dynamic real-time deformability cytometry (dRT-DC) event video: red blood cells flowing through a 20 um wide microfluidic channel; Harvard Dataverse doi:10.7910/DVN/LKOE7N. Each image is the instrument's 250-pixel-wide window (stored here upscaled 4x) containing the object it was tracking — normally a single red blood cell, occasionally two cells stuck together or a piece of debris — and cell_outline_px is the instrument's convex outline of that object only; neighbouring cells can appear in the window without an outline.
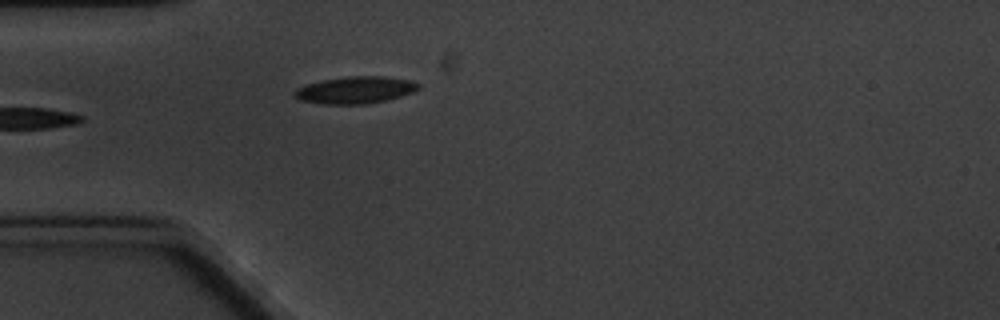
{"species": "common noctule bat (a hibernating species)", "species_latin": "Nyctalus noctula", "temperature_condition": "cold", "stored_images_in_passage": 6, "camera_frame_rate_fps": 3000, "um_per_image_px": 0.085, "animal": {"sex": "male", "body_mass_g": 20.1, "forearm_length_mm": 53.5}, "frame": {"image": 1, "passage_image": 6, "time_ms": 5.667, "image_size_px": [1000, 320], "cell_outline_px": [[420, 88], [412, 92], [400, 96], [384, 100], [364, 104], [324, 104], [300, 100], [292, 92], [296, 88], [304, 84], [324, 80], [348, 76], [384, 76], [408, 80], [420, 84]], "centroid_in_image_um": [30.16, 7.64], "position_along_channel_um": 54.8, "area_um2": 19.36}}